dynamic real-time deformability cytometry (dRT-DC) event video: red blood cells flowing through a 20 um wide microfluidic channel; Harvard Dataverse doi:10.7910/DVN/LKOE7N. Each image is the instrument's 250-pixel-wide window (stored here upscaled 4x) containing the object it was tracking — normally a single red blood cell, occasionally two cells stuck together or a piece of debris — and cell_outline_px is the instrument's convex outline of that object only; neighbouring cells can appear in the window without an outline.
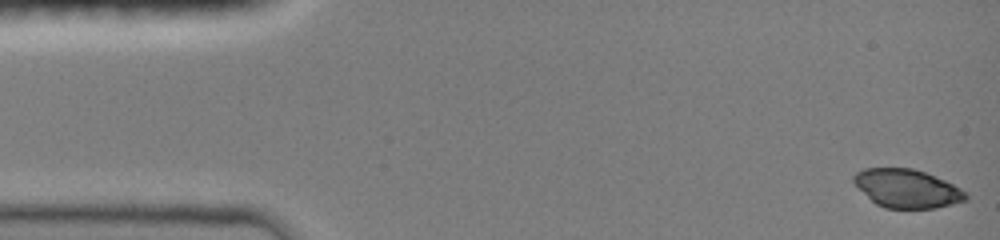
{"species": "common noctule bat (a hibernating species)", "species_latin": "Nyctalus noctula", "temperature_condition": "room temperature", "stored_images_in_passage": 46, "camera_frame_rate_fps": 3000, "um_per_image_px": 0.085, "animal": {"sex": "female", "body_mass_g": 19.0, "forearm_length_mm": 51.5}, "frame": {"image": 1, "passage_image": 1, "time_ms": 0.0, "image_size_px": [1000, 240], "cell_outline_px": [[968, 200], [936, 208], [884, 208], [876, 204], [852, 180], [852, 176], [856, 172], [864, 168], [912, 168], [924, 172], [944, 180], [968, 192]], "centroid_in_image_um": [77.12, 16.02], "position_along_channel_um": 7.9, "area_um2": 24.97}}
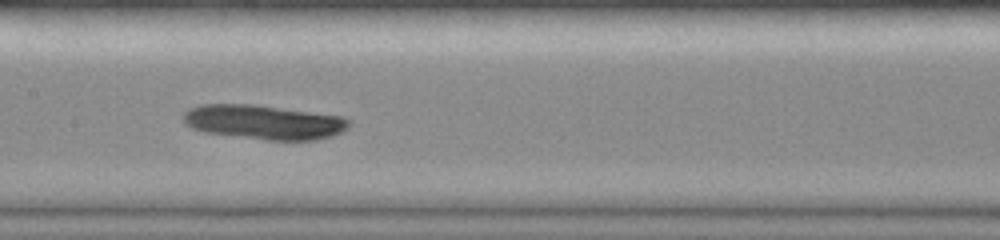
{"frame": {"image": 2, "passage_image": 23, "time_ms": 7.333, "image_size_px": [1000, 240], "cell_outline_px": [[352, 124], [348, 128], [332, 136], [316, 140], [268, 140], [204, 132], [192, 128], [184, 124], [184, 112], [188, 108], [200, 104], [256, 104], [344, 116], [352, 120]], "centroid_in_image_um": [22.46, 10.37], "position_along_channel_um": 184.9, "area_um2": 33.64}}
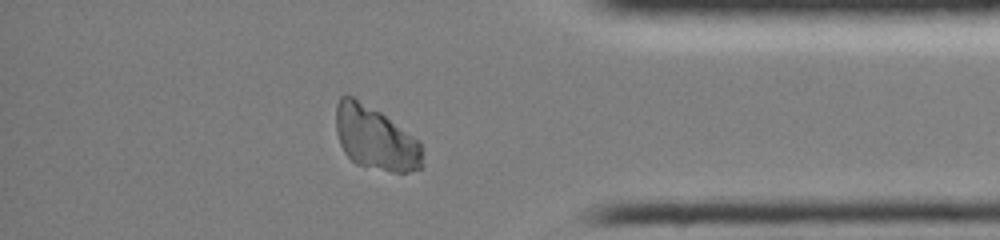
{"frame": {"image": 3, "passage_image": 40, "time_ms": 13.0, "image_size_px": [1000, 240], "cell_outline_px": [[424, 168], [408, 172], [392, 172], [356, 164], [344, 152], [340, 144], [336, 132], [336, 104], [340, 96], [352, 96], [380, 112], [420, 140], [424, 164]], "centroid_in_image_um": [31.93, 11.76], "position_along_channel_um": 403.3, "area_um2": 32.14}}